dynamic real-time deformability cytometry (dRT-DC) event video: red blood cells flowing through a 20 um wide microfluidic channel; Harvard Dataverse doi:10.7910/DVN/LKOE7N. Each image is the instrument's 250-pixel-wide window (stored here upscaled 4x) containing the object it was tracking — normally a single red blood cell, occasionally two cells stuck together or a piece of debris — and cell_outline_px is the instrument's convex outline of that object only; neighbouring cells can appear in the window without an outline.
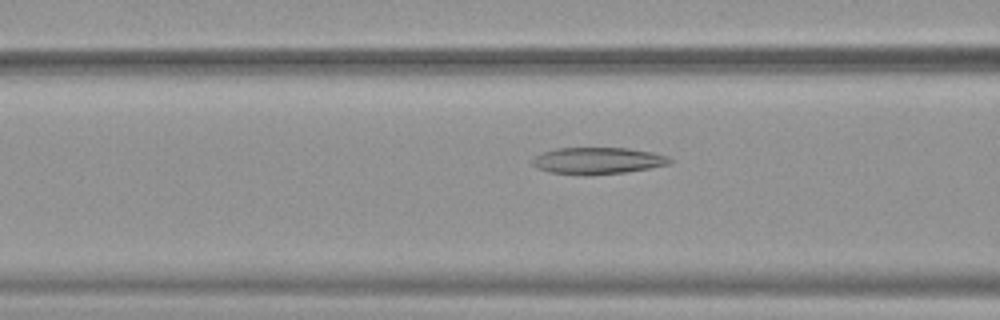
{"species": "common noctule bat (a hibernating species)", "species_latin": "Nyctalus noctula", "temperature_condition": "warm", "stored_images_in_passage": 51, "camera_frame_rate_fps": 3000, "um_per_image_px": 0.085, "animal": {"sex": "female", "body_mass_g": 19.9}, "frame": {"image": 1, "passage_image": 20, "time_ms": 6.333, "image_size_px": [1000, 320], "cell_outline_px": [[676, 160], [668, 164], [648, 168], [624, 172], [588, 176], [584, 176], [548, 172], [536, 168], [532, 164], [532, 160], [536, 156], [544, 152], [556, 148], [628, 148], [652, 152], [668, 156]], "centroid_in_image_um": [50.8, 13.67], "position_along_channel_um": 115.8, "area_um2": 21.56}}
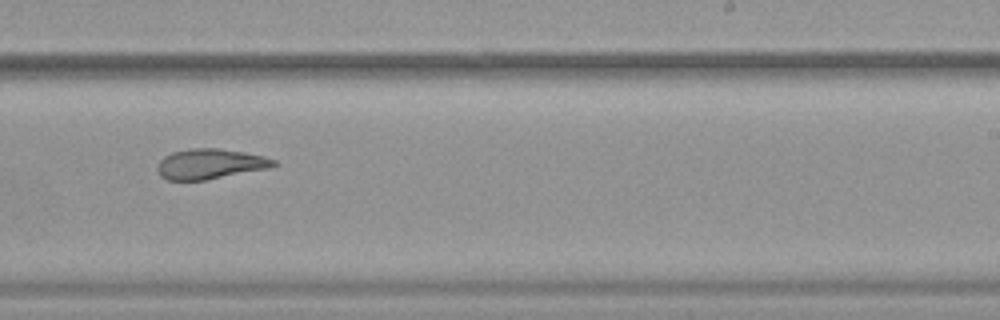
{"frame": {"image": 2, "passage_image": 32, "time_ms": 10.333, "image_size_px": [1000, 320], "cell_outline_px": [[280, 164], [272, 168], [204, 180], [168, 180], [160, 176], [156, 168], [160, 160], [164, 156], [172, 152], [188, 148], [216, 148], [244, 152], [264, 156], [276, 160]], "centroid_in_image_um": [17.89, 13.93], "position_along_channel_um": 271.1, "area_um2": 20.69}}
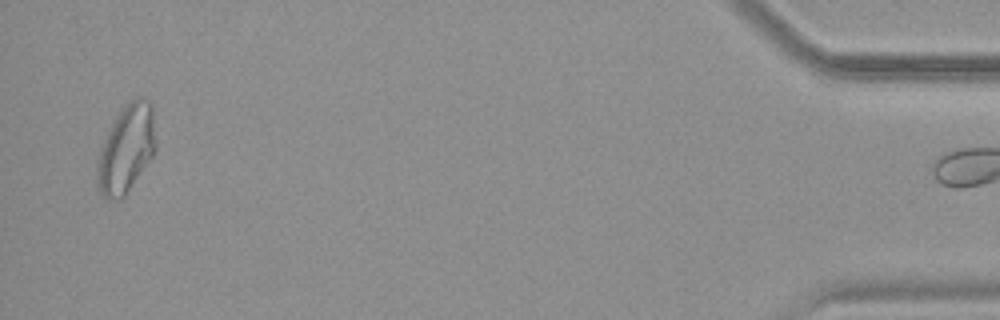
{"frame": {"image": 3, "passage_image": 50, "time_ms": 16.333, "image_size_px": [1000, 320], "cell_outline_px": [[156, 148], [152, 156], [124, 196], [120, 200], [108, 200], [100, 192], [96, 184], [96, 168], [100, 148], [104, 136], [112, 120], [136, 96], [148, 100], [152, 104], [156, 144]], "centroid_in_image_um": [10.7, 12.66], "position_along_channel_um": 424.5, "area_um2": 30.0}, "authors_computed_cell_mechanics": {"area_um2": 24.9696, "velocity_mm_per_s": 3.9009, "shape_relaxation_time_tau1_ms": 10.0596, "shape_relaxation_time_tau2_ms": 1.994, "deformation_change_tau1": 0.2621, "deformation_change_tau2": 0.1053}}